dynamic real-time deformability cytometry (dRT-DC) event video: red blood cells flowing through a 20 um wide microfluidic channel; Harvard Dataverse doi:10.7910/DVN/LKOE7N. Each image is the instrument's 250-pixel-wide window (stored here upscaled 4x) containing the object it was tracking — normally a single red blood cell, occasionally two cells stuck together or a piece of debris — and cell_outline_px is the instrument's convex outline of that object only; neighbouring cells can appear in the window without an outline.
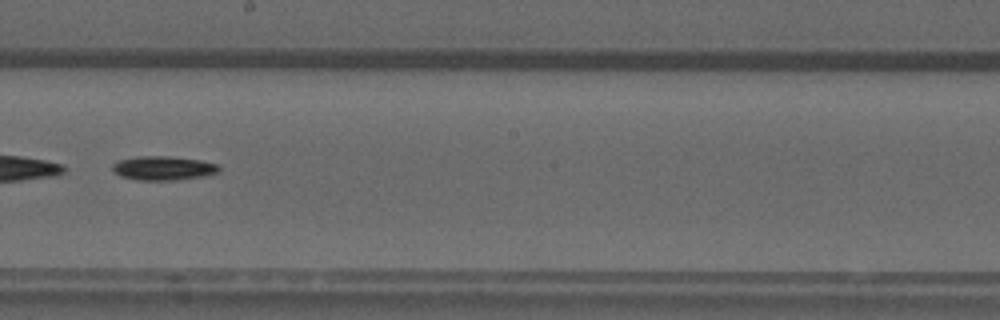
{"species": "common noctule bat (a hibernating species)", "species_latin": "Nyctalus noctula", "temperature_condition": "warm", "stored_images_in_passage": 39, "camera_frame_rate_fps": 3000, "um_per_image_px": 0.085, "animal": {"sex": "male", "forearm_length_mm": 52.5}, "frame": {"image": 1, "passage_image": 23, "time_ms": 7.333, "image_size_px": [1000, 320], "cell_outline_px": [[220, 172], [204, 176], [172, 180], [136, 180], [120, 176], [112, 168], [112, 164], [116, 160], [140, 156], [168, 156], [200, 160], [220, 164]], "centroid_in_image_um": [13.89, 14.28], "position_along_channel_um": 234.3, "area_um2": 15.03}, "authors_computed_cell_mechanics": {"area_um2": 14.739, "velocity_mm_per_s": 3.9866, "shape_relaxation_time_tau1_ms": 4.3605, "shape_relaxation_time_tau2_ms": null, "deformation_change_tau1": 0.1936, "deformation_change_tau2": null}}